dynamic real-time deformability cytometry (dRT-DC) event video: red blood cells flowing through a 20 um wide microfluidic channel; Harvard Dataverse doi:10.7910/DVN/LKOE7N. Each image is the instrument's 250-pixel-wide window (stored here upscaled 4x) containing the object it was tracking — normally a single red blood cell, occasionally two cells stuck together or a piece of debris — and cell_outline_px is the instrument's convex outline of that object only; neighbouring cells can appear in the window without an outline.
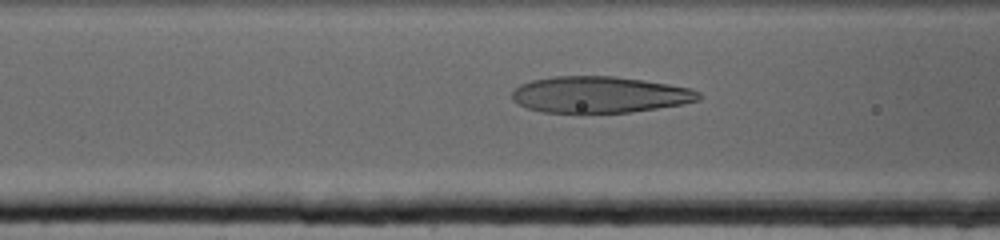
{"species": "human", "species_latin": "Homo sapiens", "temperature_condition": "cold", "stored_images_in_passage": 48, "camera_frame_rate_fps": 3000, "um_per_image_px": 0.085, "donor": {"sex": "female"}, "frame": {"image": 1, "passage_image": 14, "time_ms": 4.333, "image_size_px": [1000, 240], "cell_outline_px": [[700, 100], [684, 104], [632, 112], [584, 116], [576, 116], [540, 112], [528, 108], [512, 100], [512, 92], [520, 84], [532, 80], [552, 76], [612, 76], [644, 80], [692, 88], [700, 92]], "centroid_in_image_um": [50.94, 8.09], "position_along_channel_um": 115.7, "area_um2": 41.04}}
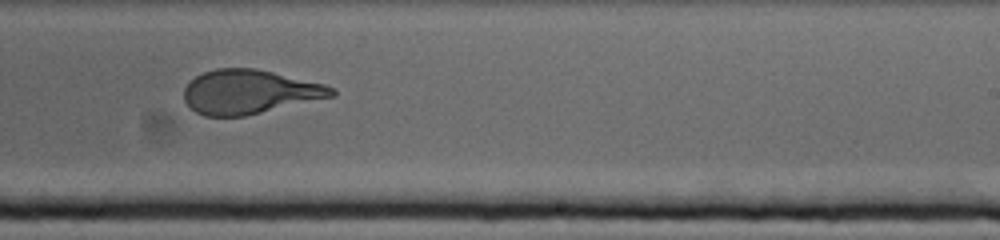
{"frame": {"image": 2, "passage_image": 30, "time_ms": 9.667, "image_size_px": [1000, 240], "cell_outline_px": [[336, 96], [244, 116], [204, 116], [196, 112], [184, 100], [184, 88], [196, 76], [204, 72], [216, 68], [256, 68], [324, 84], [332, 88], [336, 92]], "centroid_in_image_um": [21.21, 7.81], "position_along_channel_um": 267.8, "area_um2": 37.74}}
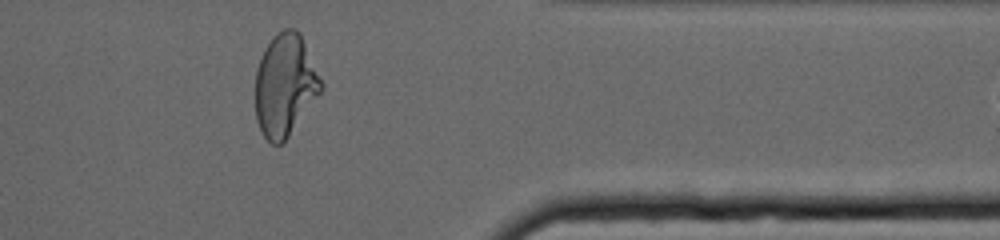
{"frame": {"image": 3, "passage_image": 44, "time_ms": 14.333, "image_size_px": [1000, 240], "cell_outline_px": [[324, 88], [284, 144], [272, 144], [260, 132], [256, 120], [256, 68], [260, 56], [264, 48], [272, 36], [276, 32], [284, 28], [296, 28], [300, 32], [324, 84]], "centroid_in_image_um": [24.23, 7.23], "position_along_channel_um": 387.2, "area_um2": 39.82}}